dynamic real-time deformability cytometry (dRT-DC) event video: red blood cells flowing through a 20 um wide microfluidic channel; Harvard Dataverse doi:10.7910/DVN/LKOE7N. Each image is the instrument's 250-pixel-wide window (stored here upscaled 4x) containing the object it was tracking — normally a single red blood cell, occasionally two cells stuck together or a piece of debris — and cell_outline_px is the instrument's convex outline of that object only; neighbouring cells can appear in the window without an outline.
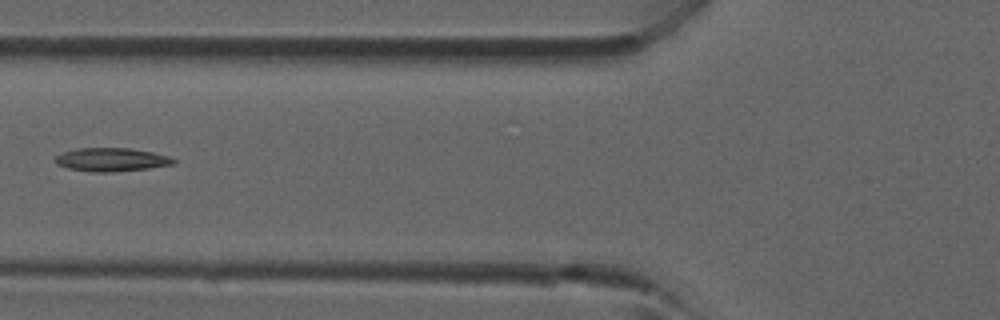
{"species": "common noctule bat (a hibernating species)", "species_latin": "Nyctalus noctula", "temperature_condition": "room temperature", "stored_images_in_passage": 4, "camera_frame_rate_fps": 3000, "um_per_image_px": 0.085, "animal": {"sex": "male", "forearm_length_mm": 52.5}, "frame": {"image": 1, "passage_image": 4, "time_ms": 3.667, "image_size_px": [1000, 320], "cell_outline_px": [[176, 164], [148, 168], [108, 172], [92, 172], [68, 168], [56, 164], [52, 160], [56, 156], [64, 152], [76, 148], [128, 148], [152, 152], [168, 156], [176, 160]], "centroid_in_image_um": [9.44, 13.57], "position_along_channel_um": 116.4, "area_um2": 16.13}}